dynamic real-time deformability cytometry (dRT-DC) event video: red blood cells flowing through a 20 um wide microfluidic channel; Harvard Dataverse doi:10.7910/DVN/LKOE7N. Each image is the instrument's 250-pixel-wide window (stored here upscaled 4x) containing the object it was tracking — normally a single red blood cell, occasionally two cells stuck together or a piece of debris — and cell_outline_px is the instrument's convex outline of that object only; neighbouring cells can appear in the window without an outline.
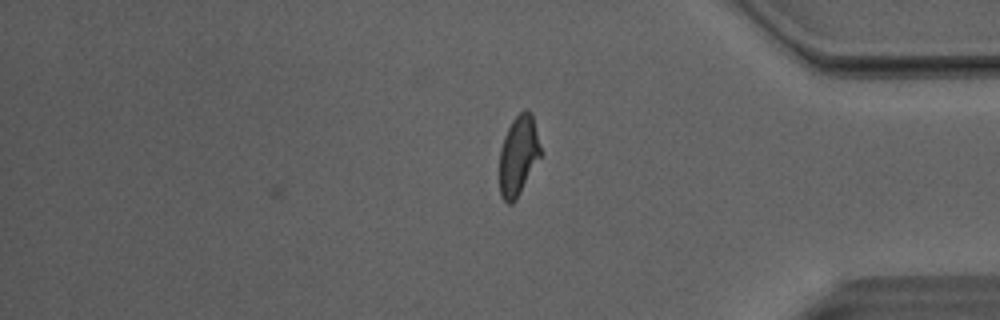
{"species": "Egyptian fruit bat (a non-hibernating species)", "species_latin": "Rousettus aegyptiacus", "temperature_condition": "room temperature", "stored_images_in_passage": 31, "camera_frame_rate_fps": 3000, "um_per_image_px": 0.085, "animal": {"sex": "male"}, "frame": {"image": 1, "passage_image": 31, "time_ms": 10.0, "image_size_px": [1000, 320], "cell_outline_px": [[540, 156], [516, 200], [512, 204], [508, 204], [500, 196], [500, 148], [504, 136], [512, 120], [524, 108], [528, 108], [532, 112], [540, 148]], "centroid_in_image_um": [44.04, 13.2], "position_along_channel_um": 391.2, "area_um2": 18.96}, "authors_computed_cell_mechanics": {"area_um2": 19.5942, "velocity_mm_per_s": 4.0852, "shape_relaxation_time_tau1_ms": 4.4218, "shape_relaxation_time_tau2_ms": 1.2852, "deformation_change_tau1": 0.1376, "deformation_change_tau2": 0.0704}}